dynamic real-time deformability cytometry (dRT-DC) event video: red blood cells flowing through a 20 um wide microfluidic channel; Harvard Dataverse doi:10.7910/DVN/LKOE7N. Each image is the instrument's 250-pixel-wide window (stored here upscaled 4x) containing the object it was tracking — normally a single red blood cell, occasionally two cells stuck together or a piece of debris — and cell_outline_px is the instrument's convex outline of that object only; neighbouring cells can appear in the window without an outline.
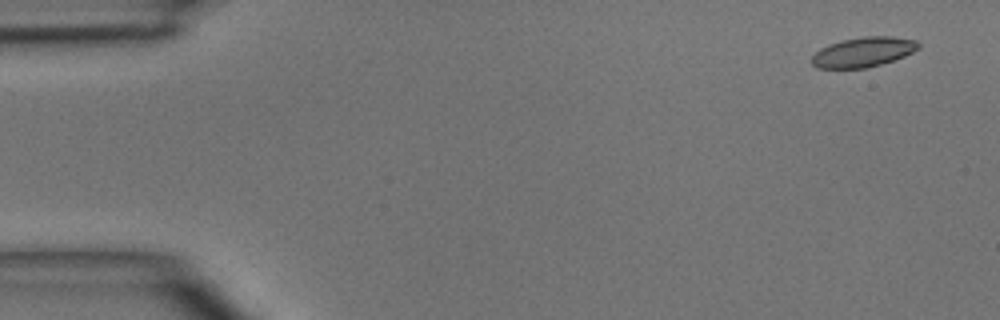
{"species": "common noctule bat (a hibernating species)", "species_latin": "Nyctalus noctula", "temperature_condition": "room temperature", "stored_images_in_passage": 4, "camera_frame_rate_fps": 3000, "um_per_image_px": 0.085, "animal": {"sex": "male", "body_mass_g": 15.6}, "frame": {"image": 1, "passage_image": 1, "time_ms": 0.0, "image_size_px": [1000, 320], "cell_outline_px": [[920, 48], [904, 56], [868, 68], [816, 68], [812, 64], [812, 56], [820, 48], [828, 44], [844, 40], [864, 36], [892, 36], [916, 40], [920, 44]], "centroid_in_image_um": [73.38, 4.42], "position_along_channel_um": 11.6, "area_um2": 18.5}}